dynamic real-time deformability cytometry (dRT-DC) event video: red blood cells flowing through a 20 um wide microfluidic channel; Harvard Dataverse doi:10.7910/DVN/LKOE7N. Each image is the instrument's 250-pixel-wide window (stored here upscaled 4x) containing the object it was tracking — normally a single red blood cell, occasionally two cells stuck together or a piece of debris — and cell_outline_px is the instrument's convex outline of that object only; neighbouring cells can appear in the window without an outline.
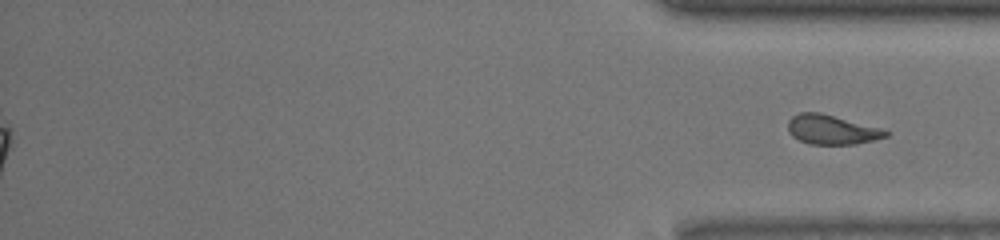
{"species": "common noctule bat (a hibernating species)", "species_latin": "Nyctalus noctula", "temperature_condition": "room temperature", "stored_images_in_passage": 44, "segment_of_instrument_passage": [2, 2], "camera_frame_rate_fps": 3000, "um_per_image_px": 0.085, "animal": {"sex": "male", "body_mass_g": 13.0, "forearm_length_mm": 53.1}, "frame": {"image": 1, "passage_image": 44, "time_ms": 14.333, "image_size_px": [1000, 240], "cell_outline_px": [[892, 132], [888, 136], [856, 144], [808, 144], [792, 136], [788, 132], [788, 120], [792, 116], [800, 112], [820, 112], [884, 128]], "centroid_in_image_um": [70.73, 11.01], "position_along_channel_um": 364.5, "area_um2": 17.05}}